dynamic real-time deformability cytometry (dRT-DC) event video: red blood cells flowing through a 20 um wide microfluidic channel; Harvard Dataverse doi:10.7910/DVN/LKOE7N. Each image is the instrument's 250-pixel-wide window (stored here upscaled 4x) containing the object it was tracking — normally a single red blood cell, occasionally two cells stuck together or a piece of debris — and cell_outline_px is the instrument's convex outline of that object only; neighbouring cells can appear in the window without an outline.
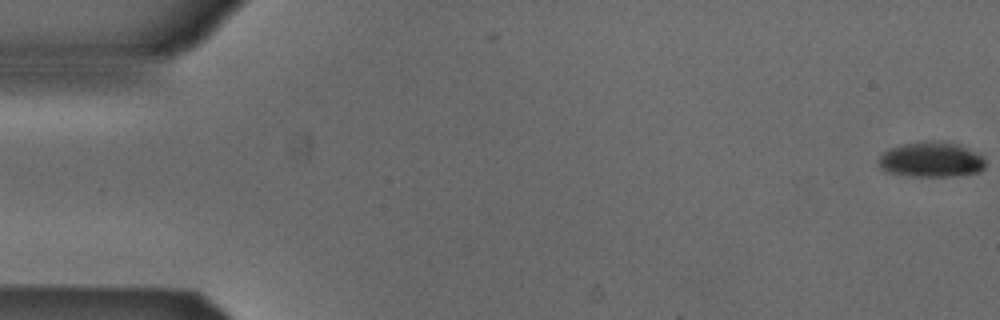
{"species": "Egyptian fruit bat (a non-hibernating species)", "species_latin": "Rousettus aegyptiacus", "temperature_condition": "cold", "stored_images_in_passage": 5, "camera_frame_rate_fps": 3000, "um_per_image_px": 0.085, "animal": {"sex": "male"}, "frame": {"image": 1, "passage_image": 1, "time_ms": 0.0, "image_size_px": [1000, 320], "cell_outline_px": [[984, 168], [980, 172], [956, 176], [908, 176], [884, 172], [880, 168], [876, 160], [888, 148], [904, 144], [924, 140], [940, 140], [956, 144], [984, 156]], "centroid_in_image_um": [79.1, 13.57], "position_along_channel_um": 5.9, "area_um2": 22.25}}
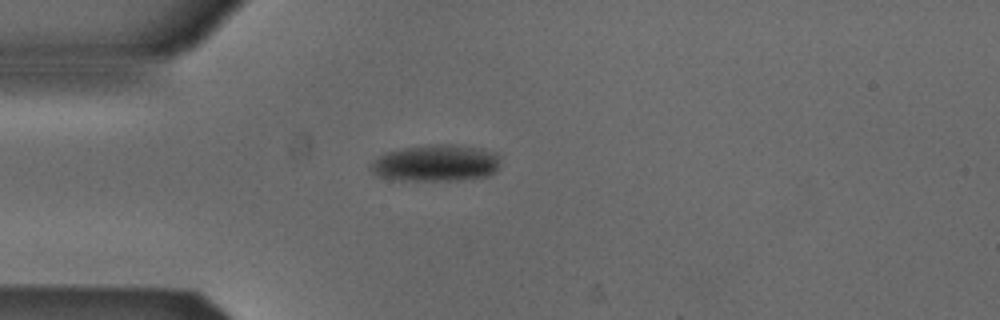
{"frame": {"image": 2, "passage_image": 5, "time_ms": 1.333, "image_size_px": [1000, 320], "cell_outline_px": [[500, 164], [496, 172], [488, 176], [460, 180], [404, 180], [380, 176], [372, 172], [372, 164], [380, 156], [388, 152], [404, 148], [428, 144], [452, 144], [480, 148], [496, 152], [500, 156]], "centroid_in_image_um": [37.16, 13.85], "position_along_channel_um": 47.8, "area_um2": 27.57}}